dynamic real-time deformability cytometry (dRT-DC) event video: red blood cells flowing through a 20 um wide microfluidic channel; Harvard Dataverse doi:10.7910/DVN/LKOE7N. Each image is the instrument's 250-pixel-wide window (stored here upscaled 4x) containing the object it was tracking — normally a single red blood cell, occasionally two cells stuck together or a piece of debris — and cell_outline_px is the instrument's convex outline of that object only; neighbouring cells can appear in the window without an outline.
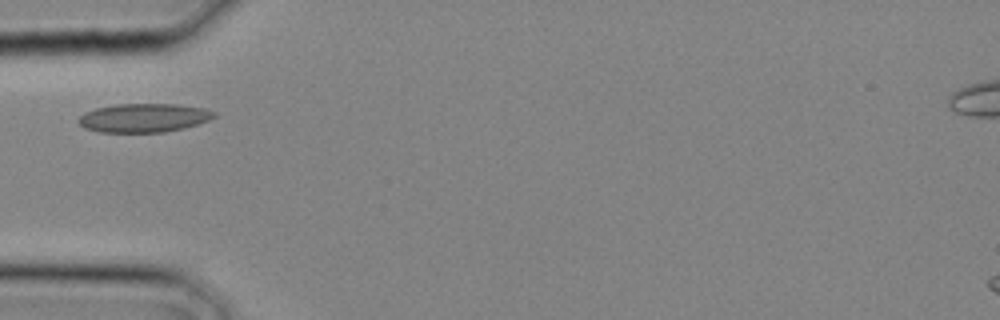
{"species": "common noctule bat (a hibernating species)", "species_latin": "Nyctalus noctula", "temperature_condition": "cold", "stored_images_in_passage": 16, "camera_frame_rate_fps": 3000, "um_per_image_px": 0.085, "animal": {"sex": "male", "body_mass_g": 20.4}, "frame": {"image": 1, "passage_image": 1, "time_ms": 0.0, "image_size_px": [1000, 320], "cell_outline_px": [[216, 116], [208, 120], [184, 128], [164, 132], [100, 132], [84, 128], [76, 120], [84, 112], [96, 108], [116, 104], [176, 104], [204, 108], [216, 112]], "centroid_in_image_um": [12.2, 10.01], "position_along_channel_um": 72.8, "area_um2": 22.72}}
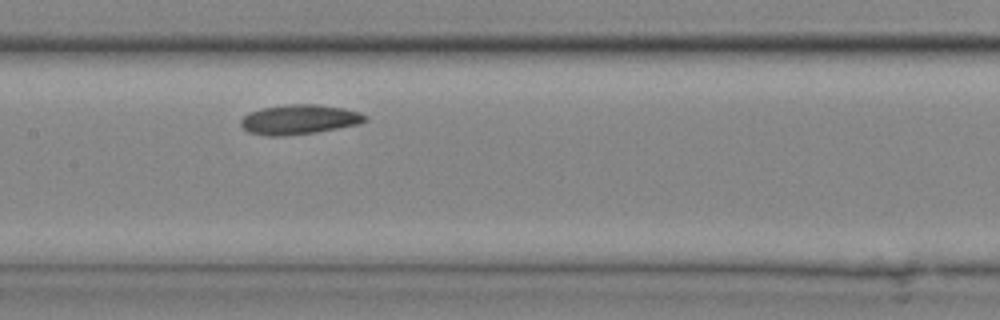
{"frame": {"image": 2, "passage_image": 6, "time_ms": 1.667, "image_size_px": [1000, 320], "cell_outline_px": [[368, 120], [360, 124], [316, 132], [284, 136], [264, 136], [248, 132], [240, 124], [240, 120], [248, 112], [260, 108], [288, 104], [316, 104], [344, 108], [360, 112], [368, 116]], "centroid_in_image_um": [25.43, 10.15], "position_along_channel_um": 182.0, "area_um2": 21.79}}
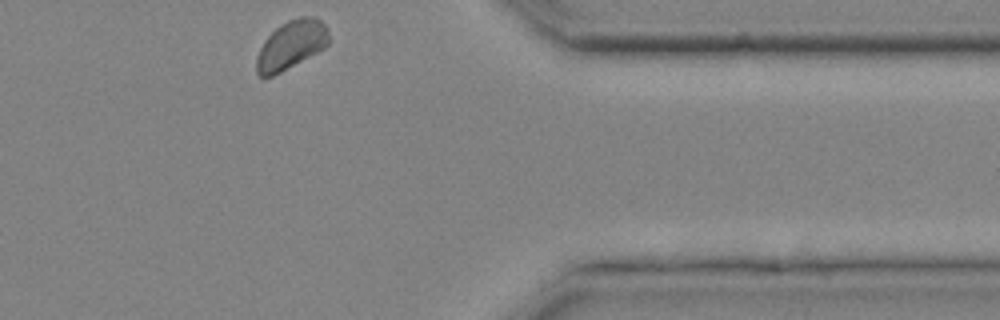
{"frame": {"image": 3, "passage_image": 16, "time_ms": 5.0, "image_size_px": [1000, 320], "cell_outline_px": [[328, 44], [324, 48], [280, 72], [272, 76], [260, 76], [256, 72], [256, 56], [264, 40], [280, 24], [288, 20], [300, 16], [316, 16], [328, 28]], "centroid_in_image_um": [24.74, 3.79], "position_along_channel_um": 386.7, "area_um2": 20.35}}